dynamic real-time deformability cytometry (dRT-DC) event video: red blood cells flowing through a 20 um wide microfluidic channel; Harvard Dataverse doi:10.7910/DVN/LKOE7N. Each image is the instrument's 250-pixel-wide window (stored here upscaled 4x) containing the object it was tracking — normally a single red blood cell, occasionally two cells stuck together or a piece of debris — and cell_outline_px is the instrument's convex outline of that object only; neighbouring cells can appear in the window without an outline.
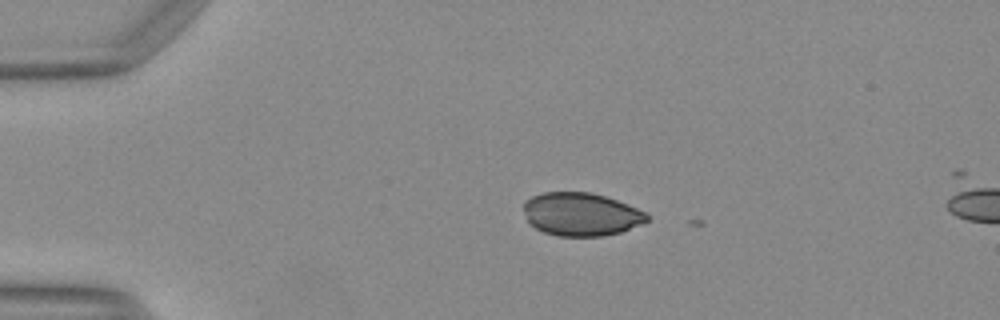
{"species": "Egyptian fruit bat (a non-hibernating species)", "species_latin": "Rousettus aegyptiacus", "temperature_condition": "warm", "stored_images_in_passage": 2, "camera_frame_rate_fps": 3000, "um_per_image_px": 0.085, "animal": {"sex": "female"}, "frame": {"image": 1, "passage_image": 1, "time_ms": 0.0, "image_size_px": [1000, 320], "cell_outline_px": [[648, 220], [640, 224], [620, 232], [600, 236], [560, 236], [544, 232], [536, 228], [528, 220], [524, 208], [524, 200], [532, 196], [544, 192], [592, 192], [616, 200], [648, 212]], "centroid_in_image_um": [49.4, 18.2], "position_along_channel_um": 35.6, "area_um2": 30.81}}